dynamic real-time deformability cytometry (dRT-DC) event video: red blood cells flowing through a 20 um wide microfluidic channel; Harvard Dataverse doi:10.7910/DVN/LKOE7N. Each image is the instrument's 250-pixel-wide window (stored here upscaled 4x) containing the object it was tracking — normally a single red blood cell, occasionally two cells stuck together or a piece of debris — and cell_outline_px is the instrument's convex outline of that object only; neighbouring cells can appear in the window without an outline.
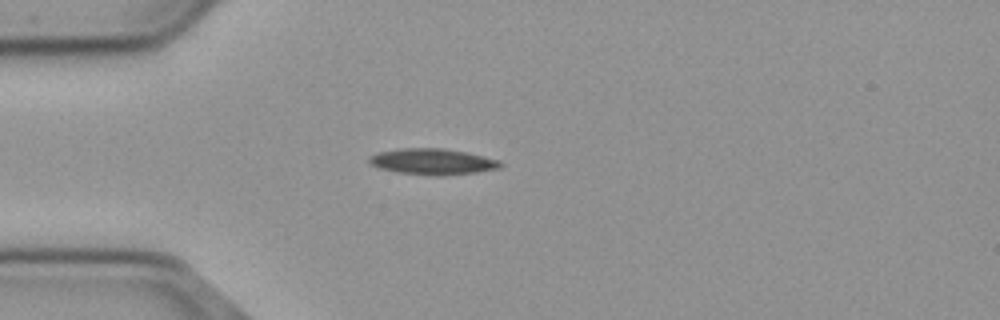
{"species": "common noctule bat (a hibernating species)", "species_latin": "Nyctalus noctula", "temperature_condition": "cold", "stored_images_in_passage": 41, "camera_frame_rate_fps": 3000, "um_per_image_px": 0.085, "animal": {"sex": "male", "body_mass_g": 23.1, "forearm_length_mm": 52.7}, "frame": {"image": 1, "passage_image": 1, "time_ms": 0.0, "image_size_px": [1000, 320], "cell_outline_px": [[504, 164], [500, 168], [476, 172], [440, 176], [436, 176], [396, 172], [380, 168], [372, 164], [368, 160], [368, 156], [376, 152], [400, 148], [444, 148], [468, 152], [500, 160]], "centroid_in_image_um": [36.78, 13.73], "position_along_channel_um": 48.2, "area_um2": 20.11}}
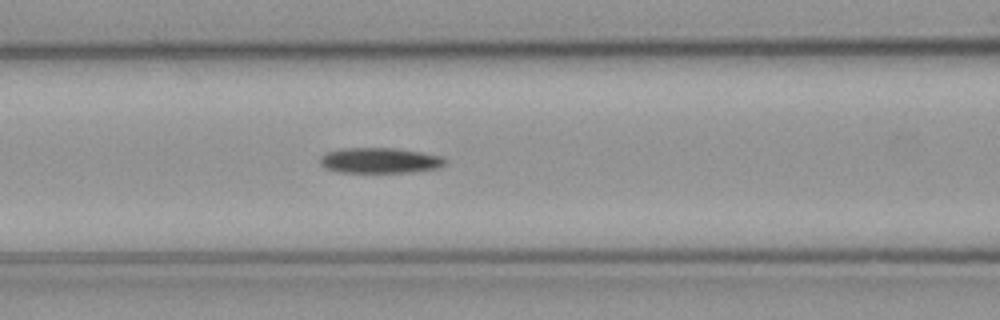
{"frame": {"image": 2, "passage_image": 9, "time_ms": 2.667, "image_size_px": [1000, 320], "cell_outline_px": [[448, 160], [440, 168], [412, 172], [336, 172], [324, 168], [320, 164], [320, 156], [328, 152], [340, 148], [396, 148], [444, 156]], "centroid_in_image_um": [32.3, 13.64], "position_along_channel_um": 134.3, "area_um2": 18.79}}
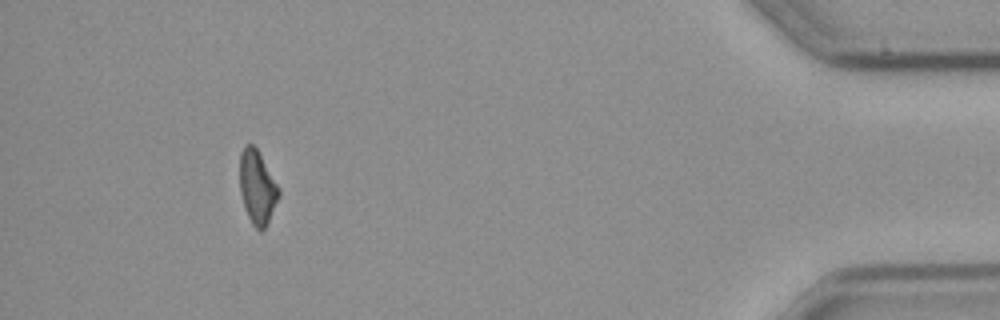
{"frame": {"image": 3, "passage_image": 37, "time_ms": 12.0, "image_size_px": [1000, 320], "cell_outline_px": [[280, 196], [264, 228], [260, 232], [252, 224], [244, 208], [240, 192], [240, 152], [244, 144], [252, 144], [256, 148], [280, 188]], "centroid_in_image_um": [21.86, 15.9], "position_along_channel_um": 413.3, "area_um2": 16.65}}